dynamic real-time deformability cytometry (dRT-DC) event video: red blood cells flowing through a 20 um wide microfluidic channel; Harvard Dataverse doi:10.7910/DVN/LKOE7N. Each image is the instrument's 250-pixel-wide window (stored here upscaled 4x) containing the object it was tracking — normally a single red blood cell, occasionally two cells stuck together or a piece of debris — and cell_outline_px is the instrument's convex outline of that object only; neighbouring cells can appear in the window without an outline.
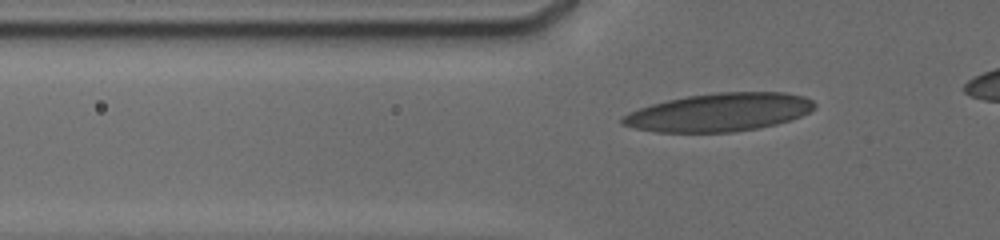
{"species": "human", "species_latin": "Homo sapiens", "temperature_condition": "cold", "stored_images_in_passage": 21, "camera_frame_rate_fps": 3000, "um_per_image_px": 0.085, "donor": {"sex": "male"}, "frame": {"image": 1, "passage_image": 3, "time_ms": 0.333, "image_size_px": [1000, 240], "cell_outline_px": [[816, 108], [800, 116], [776, 124], [760, 128], [732, 132], [656, 132], [636, 128], [620, 124], [620, 120], [628, 112], [652, 104], [668, 100], [688, 96], [716, 92], [784, 92], [804, 96], [812, 100], [816, 104]], "centroid_in_image_um": [61.15, 9.54], "position_along_channel_um": 64.7, "area_um2": 42.66}}
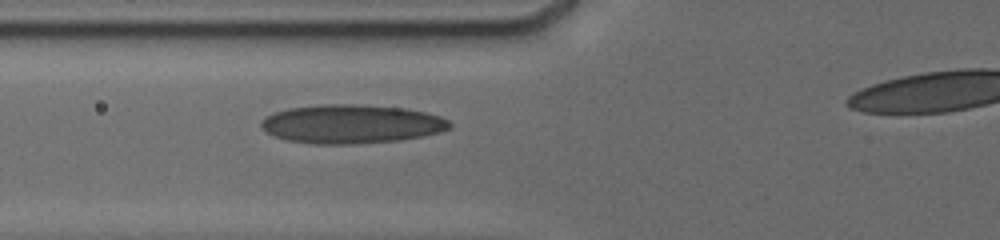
{"frame": {"image": 2, "passage_image": 10, "time_ms": 1.333, "image_size_px": [1000, 240], "cell_outline_px": [[452, 128], [440, 132], [400, 140], [348, 144], [316, 144], [288, 140], [276, 136], [268, 132], [260, 124], [264, 116], [288, 108], [320, 104], [352, 104], [404, 108], [424, 112], [440, 116], [448, 120], [452, 124]], "centroid_in_image_um": [29.88, 10.53], "position_along_channel_um": 95.9, "area_um2": 42.37}}
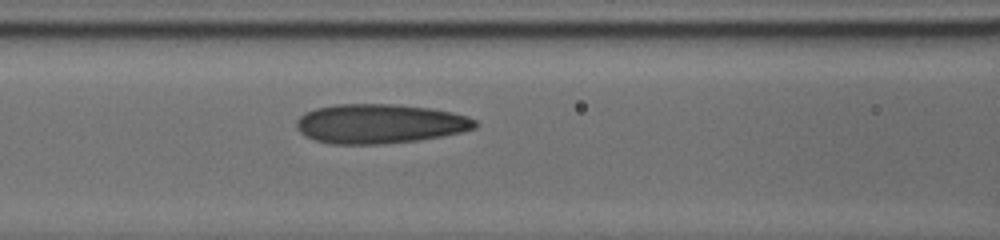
{"frame": {"image": 3, "passage_image": 16, "time_ms": 2.333, "image_size_px": [1000, 240], "cell_outline_px": [[476, 128], [444, 136], [416, 140], [380, 144], [332, 144], [316, 140], [304, 136], [300, 132], [296, 124], [296, 120], [304, 112], [316, 108], [336, 104], [392, 104], [432, 108], [452, 112], [468, 116], [476, 120]], "centroid_in_image_um": [32.27, 10.51], "position_along_channel_um": 134.3, "area_um2": 41.1}}